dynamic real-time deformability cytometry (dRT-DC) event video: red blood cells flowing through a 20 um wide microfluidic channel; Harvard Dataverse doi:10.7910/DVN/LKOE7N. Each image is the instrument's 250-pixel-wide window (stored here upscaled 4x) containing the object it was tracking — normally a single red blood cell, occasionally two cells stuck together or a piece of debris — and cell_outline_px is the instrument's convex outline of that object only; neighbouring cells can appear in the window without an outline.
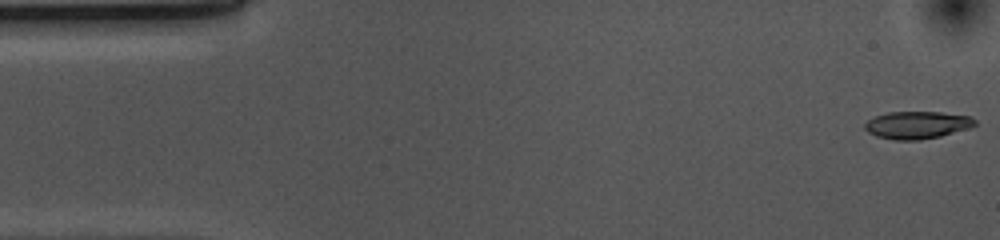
{"species": "common noctule bat (a hibernating species)", "species_latin": "Nyctalus noctula", "temperature_condition": "cold", "stored_images_in_passage": 10, "camera_frame_rate_fps": 3000, "um_per_image_px": 0.085, "animal": {"sex": "female", "body_mass_g": 10.0, "forearm_length_mm": 53.1}, "frame": {"image": 1, "passage_image": 1, "time_ms": 0.0, "image_size_px": [1000, 240], "cell_outline_px": [[976, 124], [972, 128], [940, 136], [920, 140], [896, 140], [876, 136], [868, 132], [864, 128], [864, 124], [868, 120], [876, 116], [888, 112], [940, 112], [968, 116], [976, 120]], "centroid_in_image_um": [77.97, 10.63], "position_along_channel_um": 7.0, "area_um2": 17.63}}